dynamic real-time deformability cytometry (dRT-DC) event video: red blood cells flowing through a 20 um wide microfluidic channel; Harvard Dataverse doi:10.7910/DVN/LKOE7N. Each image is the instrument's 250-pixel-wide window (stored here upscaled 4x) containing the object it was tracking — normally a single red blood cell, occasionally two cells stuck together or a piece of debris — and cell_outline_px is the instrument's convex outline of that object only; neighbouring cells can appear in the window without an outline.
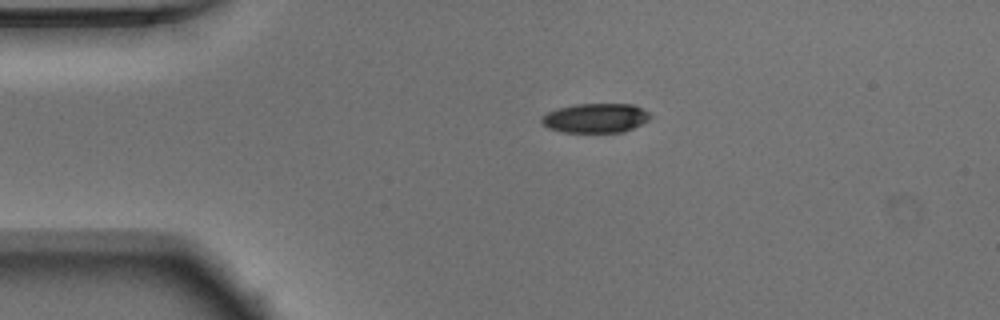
{"species": "Egyptian fruit bat (a non-hibernating species)", "species_latin": "Rousettus aegyptiacus", "temperature_condition": "warm", "stored_images_in_passage": 41, "camera_frame_rate_fps": 3000, "um_per_image_px": 0.085, "animal": {"sex": "male"}, "frame": {"image": 1, "passage_image": 1, "time_ms": 0.0, "image_size_px": [1000, 320], "cell_outline_px": [[652, 116], [648, 120], [624, 132], [564, 132], [548, 128], [540, 120], [548, 112], [560, 108], [576, 104], [632, 104], [644, 108]], "centroid_in_image_um": [50.66, 10.03], "position_along_channel_um": 34.3, "area_um2": 18.44}}
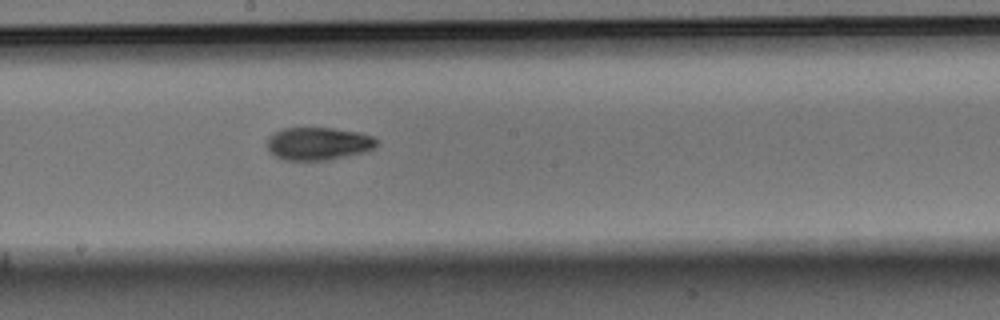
{"frame": {"image": 2, "passage_image": 18, "time_ms": 5.667, "image_size_px": [1000, 320], "cell_outline_px": [[380, 140], [376, 148], [364, 152], [328, 160], [284, 160], [276, 156], [268, 148], [268, 136], [284, 128], [332, 128], [356, 132], [372, 136]], "centroid_in_image_um": [27.1, 12.21], "position_along_channel_um": 221.1, "area_um2": 20.87}}
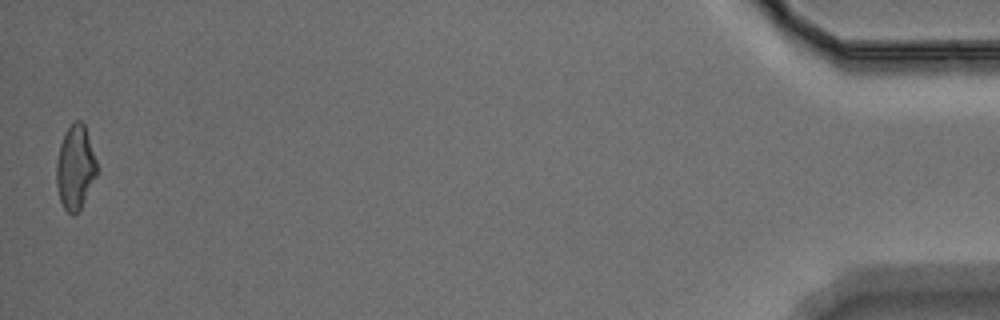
{"frame": {"image": 3, "passage_image": 41, "time_ms": 13.333, "image_size_px": [1000, 320], "cell_outline_px": [[100, 172], [80, 212], [72, 216], [64, 208], [60, 200], [56, 184], [56, 164], [60, 144], [64, 132], [76, 120], [80, 120], [84, 124]], "centroid_in_image_um": [6.43, 14.3], "position_along_channel_um": 428.8, "area_um2": 20.35}, "authors_computed_cell_mechanics": {"area_um2": 20.3456, "velocity_mm_per_s": 3.9452, "shape_relaxation_time_tau1_ms": 3.8933, "shape_relaxation_time_tau2_ms": 3.1106, "deformation_change_tau1": 0.1469, "deformation_change_tau2": 0.0908}}